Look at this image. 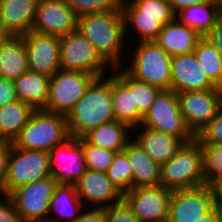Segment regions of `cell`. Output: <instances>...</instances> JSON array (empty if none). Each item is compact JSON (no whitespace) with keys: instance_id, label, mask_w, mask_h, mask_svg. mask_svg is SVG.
Returning a JSON list of instances; mask_svg holds the SVG:
<instances>
[{"instance_id":"cell-1","label":"cell","mask_w":222,"mask_h":222,"mask_svg":"<svg viewBox=\"0 0 222 222\" xmlns=\"http://www.w3.org/2000/svg\"><path fill=\"white\" fill-rule=\"evenodd\" d=\"M114 120L112 75L96 77L66 116L70 136L78 138Z\"/></svg>"},{"instance_id":"cell-2","label":"cell","mask_w":222,"mask_h":222,"mask_svg":"<svg viewBox=\"0 0 222 222\" xmlns=\"http://www.w3.org/2000/svg\"><path fill=\"white\" fill-rule=\"evenodd\" d=\"M124 25L122 10L92 13L77 18V30L94 45L100 56L113 68L123 64V42L125 43L124 40L128 37Z\"/></svg>"},{"instance_id":"cell-3","label":"cell","mask_w":222,"mask_h":222,"mask_svg":"<svg viewBox=\"0 0 222 222\" xmlns=\"http://www.w3.org/2000/svg\"><path fill=\"white\" fill-rule=\"evenodd\" d=\"M160 185L171 191L205 185L202 146L196 138L160 166Z\"/></svg>"},{"instance_id":"cell-4","label":"cell","mask_w":222,"mask_h":222,"mask_svg":"<svg viewBox=\"0 0 222 222\" xmlns=\"http://www.w3.org/2000/svg\"><path fill=\"white\" fill-rule=\"evenodd\" d=\"M121 10L125 34L132 27L139 42L154 41L163 26L175 18L167 0H122Z\"/></svg>"},{"instance_id":"cell-5","label":"cell","mask_w":222,"mask_h":222,"mask_svg":"<svg viewBox=\"0 0 222 222\" xmlns=\"http://www.w3.org/2000/svg\"><path fill=\"white\" fill-rule=\"evenodd\" d=\"M70 137L66 116L35 110L12 144L16 148L49 152Z\"/></svg>"},{"instance_id":"cell-6","label":"cell","mask_w":222,"mask_h":222,"mask_svg":"<svg viewBox=\"0 0 222 222\" xmlns=\"http://www.w3.org/2000/svg\"><path fill=\"white\" fill-rule=\"evenodd\" d=\"M136 45L132 63L124 70L136 80L171 90L172 56L155 41H138Z\"/></svg>"},{"instance_id":"cell-7","label":"cell","mask_w":222,"mask_h":222,"mask_svg":"<svg viewBox=\"0 0 222 222\" xmlns=\"http://www.w3.org/2000/svg\"><path fill=\"white\" fill-rule=\"evenodd\" d=\"M109 65L96 51L94 45L77 29L60 37V69L65 71H80L106 76Z\"/></svg>"},{"instance_id":"cell-8","label":"cell","mask_w":222,"mask_h":222,"mask_svg":"<svg viewBox=\"0 0 222 222\" xmlns=\"http://www.w3.org/2000/svg\"><path fill=\"white\" fill-rule=\"evenodd\" d=\"M49 153L16 148L10 143L7 159L5 195L16 188L50 177Z\"/></svg>"},{"instance_id":"cell-9","label":"cell","mask_w":222,"mask_h":222,"mask_svg":"<svg viewBox=\"0 0 222 222\" xmlns=\"http://www.w3.org/2000/svg\"><path fill=\"white\" fill-rule=\"evenodd\" d=\"M96 77L80 71L58 70L49 79L48 101L42 110L67 116Z\"/></svg>"},{"instance_id":"cell-10","label":"cell","mask_w":222,"mask_h":222,"mask_svg":"<svg viewBox=\"0 0 222 222\" xmlns=\"http://www.w3.org/2000/svg\"><path fill=\"white\" fill-rule=\"evenodd\" d=\"M141 126L177 136L185 143L196 138L187 127L180 111L177 93L172 90L159 92L144 115Z\"/></svg>"},{"instance_id":"cell-11","label":"cell","mask_w":222,"mask_h":222,"mask_svg":"<svg viewBox=\"0 0 222 222\" xmlns=\"http://www.w3.org/2000/svg\"><path fill=\"white\" fill-rule=\"evenodd\" d=\"M56 185L57 182L50 176L22 185L8 195L21 222L47 221L50 200Z\"/></svg>"},{"instance_id":"cell-12","label":"cell","mask_w":222,"mask_h":222,"mask_svg":"<svg viewBox=\"0 0 222 222\" xmlns=\"http://www.w3.org/2000/svg\"><path fill=\"white\" fill-rule=\"evenodd\" d=\"M50 174L58 184H76L86 171L83 138L68 137L49 152Z\"/></svg>"},{"instance_id":"cell-13","label":"cell","mask_w":222,"mask_h":222,"mask_svg":"<svg viewBox=\"0 0 222 222\" xmlns=\"http://www.w3.org/2000/svg\"><path fill=\"white\" fill-rule=\"evenodd\" d=\"M177 98L185 123L195 136L220 109L217 89L180 92Z\"/></svg>"},{"instance_id":"cell-14","label":"cell","mask_w":222,"mask_h":222,"mask_svg":"<svg viewBox=\"0 0 222 222\" xmlns=\"http://www.w3.org/2000/svg\"><path fill=\"white\" fill-rule=\"evenodd\" d=\"M172 191L161 185L128 190L123 199L140 222L168 220L169 200Z\"/></svg>"},{"instance_id":"cell-15","label":"cell","mask_w":222,"mask_h":222,"mask_svg":"<svg viewBox=\"0 0 222 222\" xmlns=\"http://www.w3.org/2000/svg\"><path fill=\"white\" fill-rule=\"evenodd\" d=\"M214 207L208 185L173 190L169 200L168 222H196Z\"/></svg>"},{"instance_id":"cell-16","label":"cell","mask_w":222,"mask_h":222,"mask_svg":"<svg viewBox=\"0 0 222 222\" xmlns=\"http://www.w3.org/2000/svg\"><path fill=\"white\" fill-rule=\"evenodd\" d=\"M21 37L26 49L29 70L48 77L60 70V37L33 31Z\"/></svg>"},{"instance_id":"cell-17","label":"cell","mask_w":222,"mask_h":222,"mask_svg":"<svg viewBox=\"0 0 222 222\" xmlns=\"http://www.w3.org/2000/svg\"><path fill=\"white\" fill-rule=\"evenodd\" d=\"M77 29V17L66 0H39L33 32L62 37Z\"/></svg>"},{"instance_id":"cell-18","label":"cell","mask_w":222,"mask_h":222,"mask_svg":"<svg viewBox=\"0 0 222 222\" xmlns=\"http://www.w3.org/2000/svg\"><path fill=\"white\" fill-rule=\"evenodd\" d=\"M75 186L85 206L90 204L94 208H106L123 199V194L103 172L86 169Z\"/></svg>"},{"instance_id":"cell-19","label":"cell","mask_w":222,"mask_h":222,"mask_svg":"<svg viewBox=\"0 0 222 222\" xmlns=\"http://www.w3.org/2000/svg\"><path fill=\"white\" fill-rule=\"evenodd\" d=\"M113 68L112 74V103L114 108L115 120L127 124L132 130H138L141 125L143 115L134 106L133 99V77L124 68ZM121 69V70H119ZM118 71V72H117Z\"/></svg>"},{"instance_id":"cell-20","label":"cell","mask_w":222,"mask_h":222,"mask_svg":"<svg viewBox=\"0 0 222 222\" xmlns=\"http://www.w3.org/2000/svg\"><path fill=\"white\" fill-rule=\"evenodd\" d=\"M217 87L209 80L193 53L172 56L171 90L176 93L210 90Z\"/></svg>"},{"instance_id":"cell-21","label":"cell","mask_w":222,"mask_h":222,"mask_svg":"<svg viewBox=\"0 0 222 222\" xmlns=\"http://www.w3.org/2000/svg\"><path fill=\"white\" fill-rule=\"evenodd\" d=\"M39 0H0V26L13 37L32 30Z\"/></svg>"},{"instance_id":"cell-22","label":"cell","mask_w":222,"mask_h":222,"mask_svg":"<svg viewBox=\"0 0 222 222\" xmlns=\"http://www.w3.org/2000/svg\"><path fill=\"white\" fill-rule=\"evenodd\" d=\"M123 151L132 167V188L160 185V165L134 140Z\"/></svg>"},{"instance_id":"cell-23","label":"cell","mask_w":222,"mask_h":222,"mask_svg":"<svg viewBox=\"0 0 222 222\" xmlns=\"http://www.w3.org/2000/svg\"><path fill=\"white\" fill-rule=\"evenodd\" d=\"M200 36L176 18L165 24L154 40L171 56L193 53Z\"/></svg>"},{"instance_id":"cell-24","label":"cell","mask_w":222,"mask_h":222,"mask_svg":"<svg viewBox=\"0 0 222 222\" xmlns=\"http://www.w3.org/2000/svg\"><path fill=\"white\" fill-rule=\"evenodd\" d=\"M138 128H143L139 135L135 137L137 142L160 166L166 163L185 143L181 138L157 131L141 125Z\"/></svg>"},{"instance_id":"cell-25","label":"cell","mask_w":222,"mask_h":222,"mask_svg":"<svg viewBox=\"0 0 222 222\" xmlns=\"http://www.w3.org/2000/svg\"><path fill=\"white\" fill-rule=\"evenodd\" d=\"M49 79L47 75L26 71L14 80L18 100L31 105L35 110L43 109L48 101Z\"/></svg>"},{"instance_id":"cell-26","label":"cell","mask_w":222,"mask_h":222,"mask_svg":"<svg viewBox=\"0 0 222 222\" xmlns=\"http://www.w3.org/2000/svg\"><path fill=\"white\" fill-rule=\"evenodd\" d=\"M82 200L77 195V189L74 184H58L54 188L50 200L49 214L57 213L55 217L47 218L49 222H73L82 212ZM58 216V217H57ZM60 217V218H59ZM64 219V221H63ZM67 220V221H66Z\"/></svg>"},{"instance_id":"cell-27","label":"cell","mask_w":222,"mask_h":222,"mask_svg":"<svg viewBox=\"0 0 222 222\" xmlns=\"http://www.w3.org/2000/svg\"><path fill=\"white\" fill-rule=\"evenodd\" d=\"M128 130L131 132L132 128L125 123L114 120L88 131L82 138L88 144L120 152L132 139L129 137Z\"/></svg>"},{"instance_id":"cell-28","label":"cell","mask_w":222,"mask_h":222,"mask_svg":"<svg viewBox=\"0 0 222 222\" xmlns=\"http://www.w3.org/2000/svg\"><path fill=\"white\" fill-rule=\"evenodd\" d=\"M28 70L23 38L10 36L0 47V78L15 80Z\"/></svg>"},{"instance_id":"cell-29","label":"cell","mask_w":222,"mask_h":222,"mask_svg":"<svg viewBox=\"0 0 222 222\" xmlns=\"http://www.w3.org/2000/svg\"><path fill=\"white\" fill-rule=\"evenodd\" d=\"M220 16L216 0L191 5L175 14L180 23L192 28L202 37L215 25Z\"/></svg>"},{"instance_id":"cell-30","label":"cell","mask_w":222,"mask_h":222,"mask_svg":"<svg viewBox=\"0 0 222 222\" xmlns=\"http://www.w3.org/2000/svg\"><path fill=\"white\" fill-rule=\"evenodd\" d=\"M35 109L20 100L0 108V141L12 143Z\"/></svg>"},{"instance_id":"cell-31","label":"cell","mask_w":222,"mask_h":222,"mask_svg":"<svg viewBox=\"0 0 222 222\" xmlns=\"http://www.w3.org/2000/svg\"><path fill=\"white\" fill-rule=\"evenodd\" d=\"M193 54L209 80L216 87L222 85V56L212 44L201 37Z\"/></svg>"},{"instance_id":"cell-32","label":"cell","mask_w":222,"mask_h":222,"mask_svg":"<svg viewBox=\"0 0 222 222\" xmlns=\"http://www.w3.org/2000/svg\"><path fill=\"white\" fill-rule=\"evenodd\" d=\"M132 167L124 151L116 152L106 175L110 182L124 195L132 189Z\"/></svg>"},{"instance_id":"cell-33","label":"cell","mask_w":222,"mask_h":222,"mask_svg":"<svg viewBox=\"0 0 222 222\" xmlns=\"http://www.w3.org/2000/svg\"><path fill=\"white\" fill-rule=\"evenodd\" d=\"M205 185L222 177V144H201Z\"/></svg>"},{"instance_id":"cell-34","label":"cell","mask_w":222,"mask_h":222,"mask_svg":"<svg viewBox=\"0 0 222 222\" xmlns=\"http://www.w3.org/2000/svg\"><path fill=\"white\" fill-rule=\"evenodd\" d=\"M77 18L99 12L121 10L122 0H66Z\"/></svg>"},{"instance_id":"cell-35","label":"cell","mask_w":222,"mask_h":222,"mask_svg":"<svg viewBox=\"0 0 222 222\" xmlns=\"http://www.w3.org/2000/svg\"><path fill=\"white\" fill-rule=\"evenodd\" d=\"M84 157L86 161V168L93 171L103 172L111 166L115 151L110 149L101 148L92 144H88L83 139Z\"/></svg>"},{"instance_id":"cell-36","label":"cell","mask_w":222,"mask_h":222,"mask_svg":"<svg viewBox=\"0 0 222 222\" xmlns=\"http://www.w3.org/2000/svg\"><path fill=\"white\" fill-rule=\"evenodd\" d=\"M161 89L133 78V99L134 106L144 116L155 101Z\"/></svg>"},{"instance_id":"cell-37","label":"cell","mask_w":222,"mask_h":222,"mask_svg":"<svg viewBox=\"0 0 222 222\" xmlns=\"http://www.w3.org/2000/svg\"><path fill=\"white\" fill-rule=\"evenodd\" d=\"M196 139L201 144H222V110L198 133Z\"/></svg>"},{"instance_id":"cell-38","label":"cell","mask_w":222,"mask_h":222,"mask_svg":"<svg viewBox=\"0 0 222 222\" xmlns=\"http://www.w3.org/2000/svg\"><path fill=\"white\" fill-rule=\"evenodd\" d=\"M104 222H140L124 199L104 208Z\"/></svg>"},{"instance_id":"cell-39","label":"cell","mask_w":222,"mask_h":222,"mask_svg":"<svg viewBox=\"0 0 222 222\" xmlns=\"http://www.w3.org/2000/svg\"><path fill=\"white\" fill-rule=\"evenodd\" d=\"M0 222H21L13 201L8 195L0 200Z\"/></svg>"},{"instance_id":"cell-40","label":"cell","mask_w":222,"mask_h":222,"mask_svg":"<svg viewBox=\"0 0 222 222\" xmlns=\"http://www.w3.org/2000/svg\"><path fill=\"white\" fill-rule=\"evenodd\" d=\"M18 100L14 80L0 78V108Z\"/></svg>"},{"instance_id":"cell-41","label":"cell","mask_w":222,"mask_h":222,"mask_svg":"<svg viewBox=\"0 0 222 222\" xmlns=\"http://www.w3.org/2000/svg\"><path fill=\"white\" fill-rule=\"evenodd\" d=\"M10 143L0 141V195H5V181L7 177V159Z\"/></svg>"},{"instance_id":"cell-42","label":"cell","mask_w":222,"mask_h":222,"mask_svg":"<svg viewBox=\"0 0 222 222\" xmlns=\"http://www.w3.org/2000/svg\"><path fill=\"white\" fill-rule=\"evenodd\" d=\"M222 56V16H220L215 25L203 36Z\"/></svg>"},{"instance_id":"cell-43","label":"cell","mask_w":222,"mask_h":222,"mask_svg":"<svg viewBox=\"0 0 222 222\" xmlns=\"http://www.w3.org/2000/svg\"><path fill=\"white\" fill-rule=\"evenodd\" d=\"M79 217L73 222H104V208L81 209Z\"/></svg>"},{"instance_id":"cell-44","label":"cell","mask_w":222,"mask_h":222,"mask_svg":"<svg viewBox=\"0 0 222 222\" xmlns=\"http://www.w3.org/2000/svg\"><path fill=\"white\" fill-rule=\"evenodd\" d=\"M174 14L191 5L208 2L211 0H167Z\"/></svg>"},{"instance_id":"cell-45","label":"cell","mask_w":222,"mask_h":222,"mask_svg":"<svg viewBox=\"0 0 222 222\" xmlns=\"http://www.w3.org/2000/svg\"><path fill=\"white\" fill-rule=\"evenodd\" d=\"M209 187L212 191L214 204H222V177L214 180Z\"/></svg>"},{"instance_id":"cell-46","label":"cell","mask_w":222,"mask_h":222,"mask_svg":"<svg viewBox=\"0 0 222 222\" xmlns=\"http://www.w3.org/2000/svg\"><path fill=\"white\" fill-rule=\"evenodd\" d=\"M196 222H220L219 214L214 206L207 214L200 218Z\"/></svg>"},{"instance_id":"cell-47","label":"cell","mask_w":222,"mask_h":222,"mask_svg":"<svg viewBox=\"0 0 222 222\" xmlns=\"http://www.w3.org/2000/svg\"><path fill=\"white\" fill-rule=\"evenodd\" d=\"M10 36L0 26V47Z\"/></svg>"},{"instance_id":"cell-48","label":"cell","mask_w":222,"mask_h":222,"mask_svg":"<svg viewBox=\"0 0 222 222\" xmlns=\"http://www.w3.org/2000/svg\"><path fill=\"white\" fill-rule=\"evenodd\" d=\"M218 94H219V105L220 109L222 110V85L217 87Z\"/></svg>"},{"instance_id":"cell-49","label":"cell","mask_w":222,"mask_h":222,"mask_svg":"<svg viewBox=\"0 0 222 222\" xmlns=\"http://www.w3.org/2000/svg\"><path fill=\"white\" fill-rule=\"evenodd\" d=\"M214 206L218 211L220 222H222V204H214Z\"/></svg>"},{"instance_id":"cell-50","label":"cell","mask_w":222,"mask_h":222,"mask_svg":"<svg viewBox=\"0 0 222 222\" xmlns=\"http://www.w3.org/2000/svg\"><path fill=\"white\" fill-rule=\"evenodd\" d=\"M216 1H217V4H218V7H219L220 15L222 16V0H216Z\"/></svg>"}]
</instances>
